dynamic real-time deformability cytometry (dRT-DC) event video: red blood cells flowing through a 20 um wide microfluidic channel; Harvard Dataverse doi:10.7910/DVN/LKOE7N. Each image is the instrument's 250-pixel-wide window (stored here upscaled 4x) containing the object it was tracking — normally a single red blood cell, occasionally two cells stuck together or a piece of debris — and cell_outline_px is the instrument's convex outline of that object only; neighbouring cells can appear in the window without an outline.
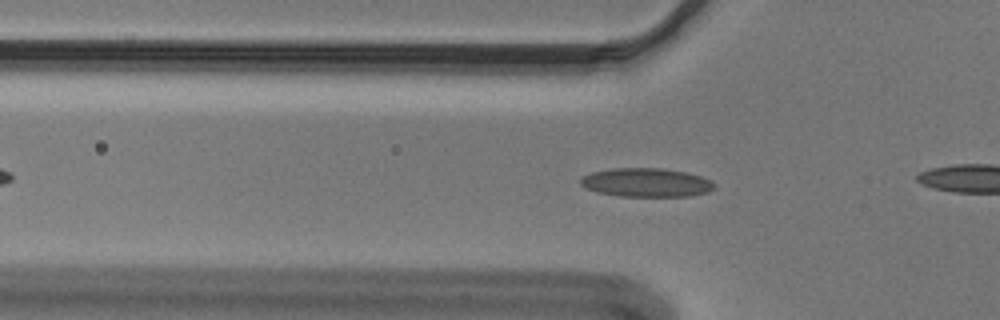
{"species": "Egyptian fruit bat (a non-hibernating species)", "species_latin": "Rousettus aegyptiacus", "temperature_condition": "cold", "stored_images_in_passage": 16, "camera_frame_rate_fps": 3000, "um_per_image_px": 0.085, "animal": {"sex": "male"}, "frame": {"image": 1, "passage_image": 14, "time_ms": 4.333, "image_size_px": [1000, 320], "cell_outline_px": [[716, 188], [708, 192], [688, 196], [620, 196], [596, 192], [584, 188], [580, 184], [580, 180], [584, 176], [592, 172], [612, 168], [664, 168], [684, 172], [700, 176], [716, 184]], "centroid_in_image_um": [54.92, 15.52], "position_along_channel_um": 70.9, "area_um2": 22.43}}